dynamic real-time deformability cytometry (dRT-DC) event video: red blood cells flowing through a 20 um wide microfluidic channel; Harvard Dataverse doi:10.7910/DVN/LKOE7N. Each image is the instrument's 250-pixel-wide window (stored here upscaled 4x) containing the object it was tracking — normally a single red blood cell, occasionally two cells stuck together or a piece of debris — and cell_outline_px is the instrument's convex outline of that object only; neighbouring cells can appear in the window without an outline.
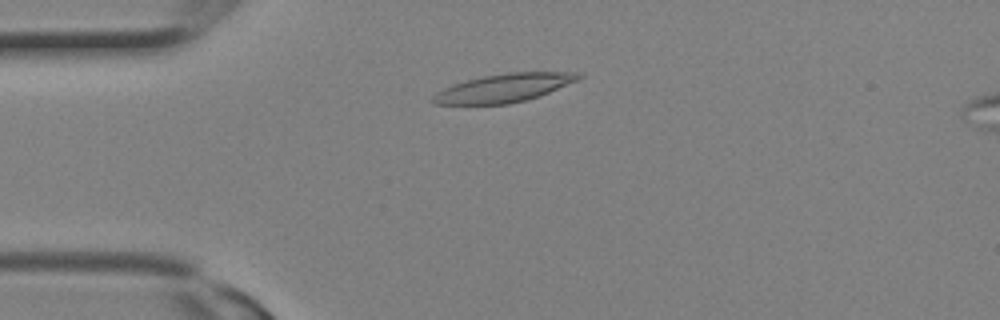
{"species": "Egyptian fruit bat (a non-hibernating species)", "species_latin": "Rousettus aegyptiacus", "temperature_condition": "room temperature", "stored_images_in_passage": 2, "camera_frame_rate_fps": 3000, "um_per_image_px": 0.085, "animal": {"sex": "female"}, "frame": {"image": 1, "passage_image": 2, "time_ms": 0.333, "image_size_px": [1000, 320], "cell_outline_px": [[584, 76], [580, 80], [540, 96], [508, 104], [432, 104], [428, 100], [436, 92], [452, 84], [484, 76], [508, 72], [580, 72]], "centroid_in_image_um": [42.85, 7.47], "position_along_channel_um": 42.1, "area_um2": 24.22}}